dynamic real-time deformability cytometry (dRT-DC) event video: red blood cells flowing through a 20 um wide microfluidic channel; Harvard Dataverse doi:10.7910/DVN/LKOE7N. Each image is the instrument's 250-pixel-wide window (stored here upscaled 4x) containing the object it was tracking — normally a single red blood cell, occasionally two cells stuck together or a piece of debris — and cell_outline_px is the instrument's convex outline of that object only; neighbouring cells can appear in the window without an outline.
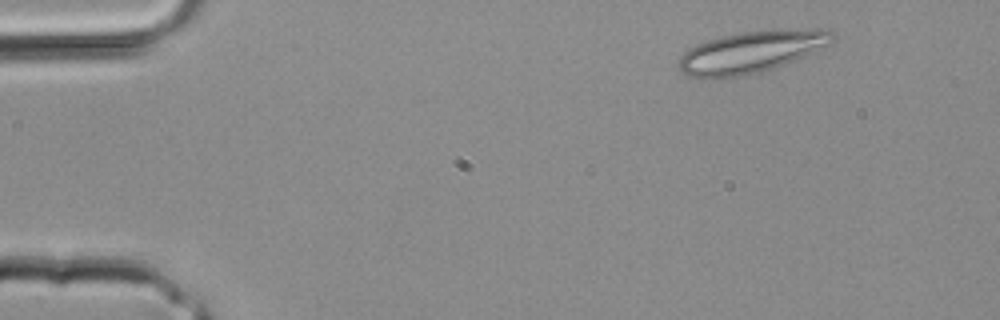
{"species": "common noctule bat (a hibernating species)", "species_latin": "Nyctalus noctula", "temperature_condition": "room temperature", "stored_images_in_passage": 3, "camera_frame_rate_fps": 3000, "um_per_image_px": 0.085, "animal": {"sex": "male", "body_mass_g": 20.4}, "frame": {"image": 1, "passage_image": 1, "time_ms": 0.0, "image_size_px": [1000, 320], "cell_outline_px": [[836, 40], [832, 44], [776, 68], [748, 76], [720, 80], [700, 80], [680, 72], [676, 68], [680, 56], [688, 48], [708, 40], [720, 36], [740, 32], [812, 28], [832, 28], [836, 36]], "centroid_in_image_um": [63.85, 4.45], "position_along_channel_um": 21.1, "area_um2": 38.84}}